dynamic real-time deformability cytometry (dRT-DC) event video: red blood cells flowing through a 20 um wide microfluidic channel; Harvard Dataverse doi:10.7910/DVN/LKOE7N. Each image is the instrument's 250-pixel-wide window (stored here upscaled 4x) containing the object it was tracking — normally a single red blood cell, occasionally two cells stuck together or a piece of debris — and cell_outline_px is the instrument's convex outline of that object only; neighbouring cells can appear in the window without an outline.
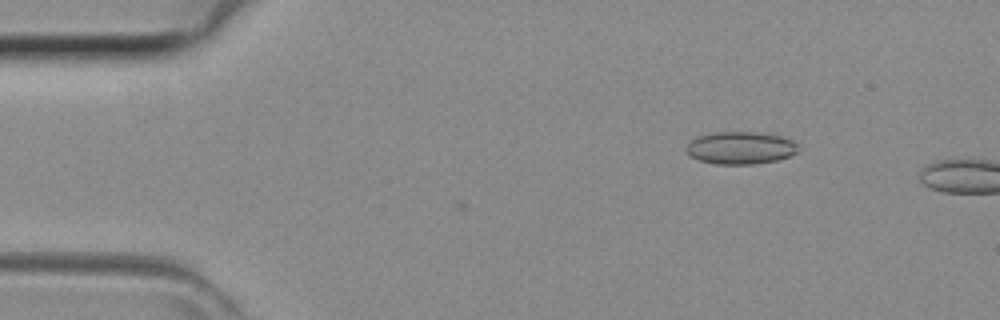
{"species": "common noctule bat (a hibernating species)", "species_latin": "Nyctalus noctula", "temperature_condition": "room temperature", "stored_images_in_passage": 3, "camera_frame_rate_fps": 3000, "um_per_image_px": 0.085, "animal": {"sex": "female", "body_mass_g": 29.2, "forearm_length_mm": 56.3}, "frame": {"image": 1, "passage_image": 1, "time_ms": 0.0, "image_size_px": [1000, 320], "cell_outline_px": [[796, 152], [788, 156], [776, 160], [752, 164], [716, 164], [700, 160], [692, 156], [684, 148], [692, 140], [700, 136], [716, 132], [772, 132], [792, 140], [796, 144]], "centroid_in_image_um": [62.96, 12.55], "position_along_channel_um": 22.0, "area_um2": 21.04}}